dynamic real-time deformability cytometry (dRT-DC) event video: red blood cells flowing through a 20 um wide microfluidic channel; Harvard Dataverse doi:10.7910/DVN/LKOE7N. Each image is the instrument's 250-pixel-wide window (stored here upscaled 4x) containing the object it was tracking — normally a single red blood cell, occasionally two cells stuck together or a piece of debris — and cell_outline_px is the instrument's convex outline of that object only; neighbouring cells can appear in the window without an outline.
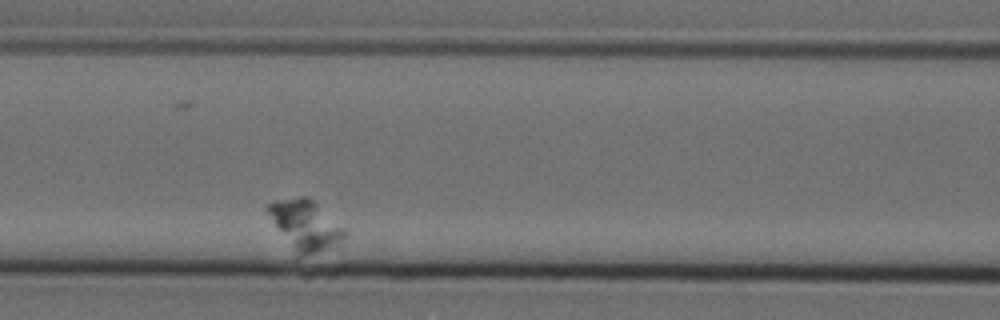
{"species": "Egyptian fruit bat (a non-hibernating species)", "species_latin": "Rousettus aegyptiacus", "temperature_condition": "cold", "stored_images_in_passage": 3, "camera_frame_rate_fps": 3000, "um_per_image_px": 0.085, "animal": {"sex": "female"}, "frame": {"image": 1, "passage_image": 3, "time_ms": 0.667, "image_size_px": [1000, 320], "cell_outline_px": [[348, 236], [340, 244], [304, 256], [296, 256], [264, 208], [268, 204], [276, 200], [300, 196], [308, 196], [344, 228], [348, 232]], "centroid_in_image_um": [25.96, 19.14], "position_along_channel_um": 140.6, "area_um2": 22.25}}